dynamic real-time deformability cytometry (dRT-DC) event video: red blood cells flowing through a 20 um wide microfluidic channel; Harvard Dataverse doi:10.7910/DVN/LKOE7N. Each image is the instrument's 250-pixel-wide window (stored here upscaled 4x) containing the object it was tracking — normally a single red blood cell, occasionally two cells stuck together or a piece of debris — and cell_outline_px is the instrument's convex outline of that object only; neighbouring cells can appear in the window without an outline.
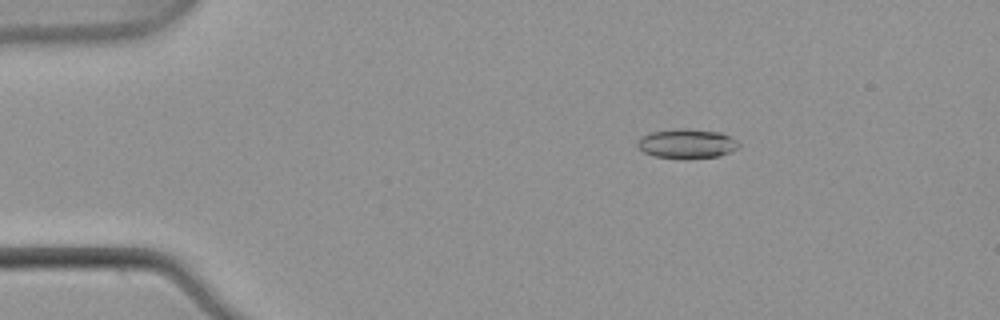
{"species": "common noctule bat (a hibernating species)", "species_latin": "Nyctalus noctula", "temperature_condition": "warm", "stored_images_in_passage": 51, "camera_frame_rate_fps": 3000, "um_per_image_px": 0.085, "animal": {"sex": "male", "body_mass_g": 21.5, "forearm_length_mm": 52.0}, "frame": {"image": 1, "passage_image": 7, "time_ms": 2.0, "image_size_px": [1000, 320], "cell_outline_px": [[740, 144], [736, 148], [720, 156], [652, 156], [644, 152], [636, 144], [640, 136], [652, 132], [672, 128], [688, 128], [720, 132], [736, 140]], "centroid_in_image_um": [58.34, 12.15], "position_along_channel_um": 26.7, "area_um2": 16.76}}
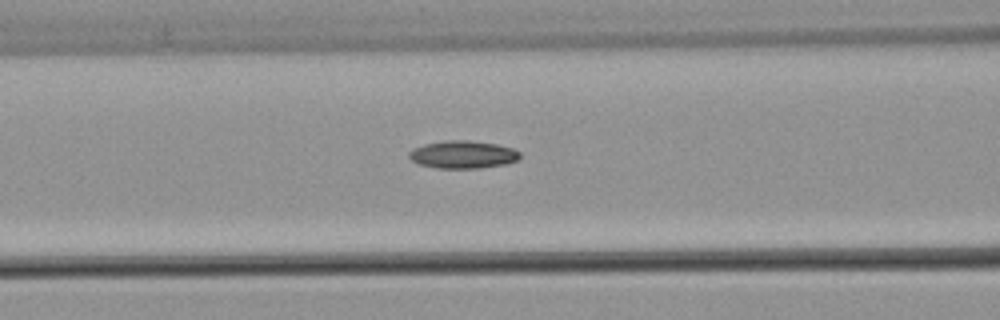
{"frame": {"image": 2, "passage_image": 20, "time_ms": 6.333, "image_size_px": [1000, 320], "cell_outline_px": [[520, 156], [516, 160], [508, 164], [480, 168], [436, 168], [420, 164], [412, 160], [408, 156], [408, 152], [412, 148], [424, 144], [444, 140], [468, 140], [496, 144], [512, 148], [520, 152]], "centroid_in_image_um": [39.33, 13.13], "position_along_channel_um": 127.3, "area_um2": 17.98}}
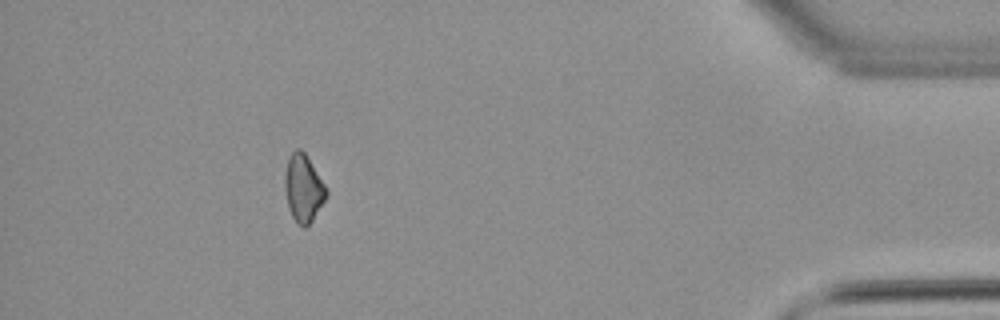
{"frame": {"image": 3, "passage_image": 46, "time_ms": 15.0, "image_size_px": [1000, 320], "cell_outline_px": [[328, 196], [312, 220], [304, 228], [296, 224], [288, 208], [284, 188], [284, 176], [288, 156], [296, 148], [300, 148], [304, 152], [324, 184], [328, 192]], "centroid_in_image_um": [25.76, 16.01], "position_along_channel_um": 409.4, "area_um2": 16.36}}